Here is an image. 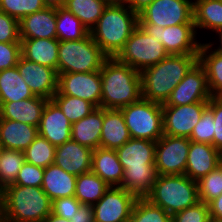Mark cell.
I'll return each mask as SVG.
<instances>
[{"label":"cell","mask_w":222,"mask_h":222,"mask_svg":"<svg viewBox=\"0 0 222 222\" xmlns=\"http://www.w3.org/2000/svg\"><path fill=\"white\" fill-rule=\"evenodd\" d=\"M208 107L213 112L214 117V138L213 146L222 153V97H211Z\"/></svg>","instance_id":"bcb514c9"},{"label":"cell","mask_w":222,"mask_h":222,"mask_svg":"<svg viewBox=\"0 0 222 222\" xmlns=\"http://www.w3.org/2000/svg\"><path fill=\"white\" fill-rule=\"evenodd\" d=\"M20 39H57L56 7H45L19 21Z\"/></svg>","instance_id":"44dd1931"},{"label":"cell","mask_w":222,"mask_h":222,"mask_svg":"<svg viewBox=\"0 0 222 222\" xmlns=\"http://www.w3.org/2000/svg\"><path fill=\"white\" fill-rule=\"evenodd\" d=\"M221 164V153L212 145L201 142H190L185 175L198 181Z\"/></svg>","instance_id":"ffe728a7"},{"label":"cell","mask_w":222,"mask_h":222,"mask_svg":"<svg viewBox=\"0 0 222 222\" xmlns=\"http://www.w3.org/2000/svg\"><path fill=\"white\" fill-rule=\"evenodd\" d=\"M164 45L147 34L139 25L115 57L118 61L141 72L168 56Z\"/></svg>","instance_id":"9c48e42d"},{"label":"cell","mask_w":222,"mask_h":222,"mask_svg":"<svg viewBox=\"0 0 222 222\" xmlns=\"http://www.w3.org/2000/svg\"><path fill=\"white\" fill-rule=\"evenodd\" d=\"M92 151L71 139L56 147L54 164L77 177L91 171Z\"/></svg>","instance_id":"d6986e66"},{"label":"cell","mask_w":222,"mask_h":222,"mask_svg":"<svg viewBox=\"0 0 222 222\" xmlns=\"http://www.w3.org/2000/svg\"><path fill=\"white\" fill-rule=\"evenodd\" d=\"M107 58L90 33L81 40L59 41L57 74L100 71Z\"/></svg>","instance_id":"52a82bcc"},{"label":"cell","mask_w":222,"mask_h":222,"mask_svg":"<svg viewBox=\"0 0 222 222\" xmlns=\"http://www.w3.org/2000/svg\"><path fill=\"white\" fill-rule=\"evenodd\" d=\"M171 216L146 198H138L128 222H170Z\"/></svg>","instance_id":"74e56055"},{"label":"cell","mask_w":222,"mask_h":222,"mask_svg":"<svg viewBox=\"0 0 222 222\" xmlns=\"http://www.w3.org/2000/svg\"><path fill=\"white\" fill-rule=\"evenodd\" d=\"M101 107L102 84L100 71L58 74V90Z\"/></svg>","instance_id":"9a60e30c"},{"label":"cell","mask_w":222,"mask_h":222,"mask_svg":"<svg viewBox=\"0 0 222 222\" xmlns=\"http://www.w3.org/2000/svg\"><path fill=\"white\" fill-rule=\"evenodd\" d=\"M131 139L121 109H104L100 147L114 149Z\"/></svg>","instance_id":"484cf974"},{"label":"cell","mask_w":222,"mask_h":222,"mask_svg":"<svg viewBox=\"0 0 222 222\" xmlns=\"http://www.w3.org/2000/svg\"><path fill=\"white\" fill-rule=\"evenodd\" d=\"M91 171L109 186L120 187L124 170L116 150L99 147L92 151Z\"/></svg>","instance_id":"603a6c76"},{"label":"cell","mask_w":222,"mask_h":222,"mask_svg":"<svg viewBox=\"0 0 222 222\" xmlns=\"http://www.w3.org/2000/svg\"><path fill=\"white\" fill-rule=\"evenodd\" d=\"M80 205L81 203L75 196L58 198L52 201L51 213L70 221Z\"/></svg>","instance_id":"f6af8a7d"},{"label":"cell","mask_w":222,"mask_h":222,"mask_svg":"<svg viewBox=\"0 0 222 222\" xmlns=\"http://www.w3.org/2000/svg\"><path fill=\"white\" fill-rule=\"evenodd\" d=\"M172 222H211L209 205L204 202H197L194 206L188 207L171 216Z\"/></svg>","instance_id":"b9f144b4"},{"label":"cell","mask_w":222,"mask_h":222,"mask_svg":"<svg viewBox=\"0 0 222 222\" xmlns=\"http://www.w3.org/2000/svg\"><path fill=\"white\" fill-rule=\"evenodd\" d=\"M33 96L16 66L0 71V103L18 102Z\"/></svg>","instance_id":"4dcf8cb0"},{"label":"cell","mask_w":222,"mask_h":222,"mask_svg":"<svg viewBox=\"0 0 222 222\" xmlns=\"http://www.w3.org/2000/svg\"><path fill=\"white\" fill-rule=\"evenodd\" d=\"M43 174V167L25 161L12 185L41 187L43 183Z\"/></svg>","instance_id":"7bdbcfd3"},{"label":"cell","mask_w":222,"mask_h":222,"mask_svg":"<svg viewBox=\"0 0 222 222\" xmlns=\"http://www.w3.org/2000/svg\"><path fill=\"white\" fill-rule=\"evenodd\" d=\"M198 62V55H168L140 72L142 98L165 104L174 88Z\"/></svg>","instance_id":"7a4b0ae2"},{"label":"cell","mask_w":222,"mask_h":222,"mask_svg":"<svg viewBox=\"0 0 222 222\" xmlns=\"http://www.w3.org/2000/svg\"><path fill=\"white\" fill-rule=\"evenodd\" d=\"M43 222H69L65 220L64 218H61L59 216H56L52 213H50Z\"/></svg>","instance_id":"db71d44e"},{"label":"cell","mask_w":222,"mask_h":222,"mask_svg":"<svg viewBox=\"0 0 222 222\" xmlns=\"http://www.w3.org/2000/svg\"><path fill=\"white\" fill-rule=\"evenodd\" d=\"M214 36H211L212 38L206 39V43L215 51L218 52L219 54H222V28L217 30L214 34ZM210 40V41H209Z\"/></svg>","instance_id":"f907efd6"},{"label":"cell","mask_w":222,"mask_h":222,"mask_svg":"<svg viewBox=\"0 0 222 222\" xmlns=\"http://www.w3.org/2000/svg\"><path fill=\"white\" fill-rule=\"evenodd\" d=\"M208 205L211 219H222V194L212 200Z\"/></svg>","instance_id":"681fc988"},{"label":"cell","mask_w":222,"mask_h":222,"mask_svg":"<svg viewBox=\"0 0 222 222\" xmlns=\"http://www.w3.org/2000/svg\"><path fill=\"white\" fill-rule=\"evenodd\" d=\"M52 201L41 187L9 185L3 189L4 222H43Z\"/></svg>","instance_id":"5b68a950"},{"label":"cell","mask_w":222,"mask_h":222,"mask_svg":"<svg viewBox=\"0 0 222 222\" xmlns=\"http://www.w3.org/2000/svg\"><path fill=\"white\" fill-rule=\"evenodd\" d=\"M207 107L208 102L182 106H162L163 133L173 137L190 138L193 128Z\"/></svg>","instance_id":"2e32d148"},{"label":"cell","mask_w":222,"mask_h":222,"mask_svg":"<svg viewBox=\"0 0 222 222\" xmlns=\"http://www.w3.org/2000/svg\"><path fill=\"white\" fill-rule=\"evenodd\" d=\"M24 162L23 151L4 149L0 159V186L3 189L14 184Z\"/></svg>","instance_id":"8d00e7d4"},{"label":"cell","mask_w":222,"mask_h":222,"mask_svg":"<svg viewBox=\"0 0 222 222\" xmlns=\"http://www.w3.org/2000/svg\"><path fill=\"white\" fill-rule=\"evenodd\" d=\"M109 187L98 175L90 171L77 176L74 196L81 204L93 206Z\"/></svg>","instance_id":"1f68e13d"},{"label":"cell","mask_w":222,"mask_h":222,"mask_svg":"<svg viewBox=\"0 0 222 222\" xmlns=\"http://www.w3.org/2000/svg\"><path fill=\"white\" fill-rule=\"evenodd\" d=\"M121 111L131 138L156 142L164 135L162 104L141 97Z\"/></svg>","instance_id":"ba28073f"},{"label":"cell","mask_w":222,"mask_h":222,"mask_svg":"<svg viewBox=\"0 0 222 222\" xmlns=\"http://www.w3.org/2000/svg\"><path fill=\"white\" fill-rule=\"evenodd\" d=\"M156 142L131 138L116 149L124 170L121 188L137 198H145L158 177L155 167Z\"/></svg>","instance_id":"6da1fadb"},{"label":"cell","mask_w":222,"mask_h":222,"mask_svg":"<svg viewBox=\"0 0 222 222\" xmlns=\"http://www.w3.org/2000/svg\"><path fill=\"white\" fill-rule=\"evenodd\" d=\"M71 122L58 105L48 100L38 126V135L44 137L55 147L71 140Z\"/></svg>","instance_id":"ac0fdd59"},{"label":"cell","mask_w":222,"mask_h":222,"mask_svg":"<svg viewBox=\"0 0 222 222\" xmlns=\"http://www.w3.org/2000/svg\"><path fill=\"white\" fill-rule=\"evenodd\" d=\"M138 24L163 28L194 24L193 0H154L138 14Z\"/></svg>","instance_id":"8fae6325"},{"label":"cell","mask_w":222,"mask_h":222,"mask_svg":"<svg viewBox=\"0 0 222 222\" xmlns=\"http://www.w3.org/2000/svg\"><path fill=\"white\" fill-rule=\"evenodd\" d=\"M101 108L121 109L142 97L140 72L116 58H107L100 70Z\"/></svg>","instance_id":"3957f363"},{"label":"cell","mask_w":222,"mask_h":222,"mask_svg":"<svg viewBox=\"0 0 222 222\" xmlns=\"http://www.w3.org/2000/svg\"><path fill=\"white\" fill-rule=\"evenodd\" d=\"M145 198L172 216L199 202L197 181L185 174L158 175Z\"/></svg>","instance_id":"8992f818"},{"label":"cell","mask_w":222,"mask_h":222,"mask_svg":"<svg viewBox=\"0 0 222 222\" xmlns=\"http://www.w3.org/2000/svg\"><path fill=\"white\" fill-rule=\"evenodd\" d=\"M19 20L0 11V43L20 42Z\"/></svg>","instance_id":"ee69618b"},{"label":"cell","mask_w":222,"mask_h":222,"mask_svg":"<svg viewBox=\"0 0 222 222\" xmlns=\"http://www.w3.org/2000/svg\"><path fill=\"white\" fill-rule=\"evenodd\" d=\"M76 179L75 175L67 173L53 163L44 168L41 188L51 201L63 197H72L75 194Z\"/></svg>","instance_id":"f1b7e54d"},{"label":"cell","mask_w":222,"mask_h":222,"mask_svg":"<svg viewBox=\"0 0 222 222\" xmlns=\"http://www.w3.org/2000/svg\"><path fill=\"white\" fill-rule=\"evenodd\" d=\"M3 205V188L0 186V210L2 209Z\"/></svg>","instance_id":"9f6ffc18"},{"label":"cell","mask_w":222,"mask_h":222,"mask_svg":"<svg viewBox=\"0 0 222 222\" xmlns=\"http://www.w3.org/2000/svg\"><path fill=\"white\" fill-rule=\"evenodd\" d=\"M47 7H63L65 0H43Z\"/></svg>","instance_id":"f5cc1de1"},{"label":"cell","mask_w":222,"mask_h":222,"mask_svg":"<svg viewBox=\"0 0 222 222\" xmlns=\"http://www.w3.org/2000/svg\"><path fill=\"white\" fill-rule=\"evenodd\" d=\"M191 140L164 134L156 141L155 167L158 175L185 174Z\"/></svg>","instance_id":"7c38bea8"},{"label":"cell","mask_w":222,"mask_h":222,"mask_svg":"<svg viewBox=\"0 0 222 222\" xmlns=\"http://www.w3.org/2000/svg\"><path fill=\"white\" fill-rule=\"evenodd\" d=\"M16 67L33 95L52 99L58 90V74L55 69L29 61L22 56Z\"/></svg>","instance_id":"e0dca14e"},{"label":"cell","mask_w":222,"mask_h":222,"mask_svg":"<svg viewBox=\"0 0 222 222\" xmlns=\"http://www.w3.org/2000/svg\"><path fill=\"white\" fill-rule=\"evenodd\" d=\"M69 222H94V212L91 205L81 204Z\"/></svg>","instance_id":"c3c4849f"},{"label":"cell","mask_w":222,"mask_h":222,"mask_svg":"<svg viewBox=\"0 0 222 222\" xmlns=\"http://www.w3.org/2000/svg\"><path fill=\"white\" fill-rule=\"evenodd\" d=\"M193 22L201 41L203 33L210 38L222 28V0H193Z\"/></svg>","instance_id":"cb8c5ba5"},{"label":"cell","mask_w":222,"mask_h":222,"mask_svg":"<svg viewBox=\"0 0 222 222\" xmlns=\"http://www.w3.org/2000/svg\"><path fill=\"white\" fill-rule=\"evenodd\" d=\"M211 222H222V219H211Z\"/></svg>","instance_id":"91938a15"},{"label":"cell","mask_w":222,"mask_h":222,"mask_svg":"<svg viewBox=\"0 0 222 222\" xmlns=\"http://www.w3.org/2000/svg\"><path fill=\"white\" fill-rule=\"evenodd\" d=\"M137 199L121 187L110 186L92 206L94 222H128Z\"/></svg>","instance_id":"4fadbf2b"},{"label":"cell","mask_w":222,"mask_h":222,"mask_svg":"<svg viewBox=\"0 0 222 222\" xmlns=\"http://www.w3.org/2000/svg\"><path fill=\"white\" fill-rule=\"evenodd\" d=\"M107 4H125L128 0H104Z\"/></svg>","instance_id":"11a10c76"},{"label":"cell","mask_w":222,"mask_h":222,"mask_svg":"<svg viewBox=\"0 0 222 222\" xmlns=\"http://www.w3.org/2000/svg\"><path fill=\"white\" fill-rule=\"evenodd\" d=\"M21 56V43H0V71L15 67Z\"/></svg>","instance_id":"7dc6e473"},{"label":"cell","mask_w":222,"mask_h":222,"mask_svg":"<svg viewBox=\"0 0 222 222\" xmlns=\"http://www.w3.org/2000/svg\"><path fill=\"white\" fill-rule=\"evenodd\" d=\"M46 7L43 0H0V11L21 20L23 17Z\"/></svg>","instance_id":"ab89813d"},{"label":"cell","mask_w":222,"mask_h":222,"mask_svg":"<svg viewBox=\"0 0 222 222\" xmlns=\"http://www.w3.org/2000/svg\"><path fill=\"white\" fill-rule=\"evenodd\" d=\"M56 25L58 41L81 40L90 33L82 22L64 7H56Z\"/></svg>","instance_id":"836d02e7"},{"label":"cell","mask_w":222,"mask_h":222,"mask_svg":"<svg viewBox=\"0 0 222 222\" xmlns=\"http://www.w3.org/2000/svg\"><path fill=\"white\" fill-rule=\"evenodd\" d=\"M21 56L57 71L59 41L57 39H21Z\"/></svg>","instance_id":"4316f807"},{"label":"cell","mask_w":222,"mask_h":222,"mask_svg":"<svg viewBox=\"0 0 222 222\" xmlns=\"http://www.w3.org/2000/svg\"><path fill=\"white\" fill-rule=\"evenodd\" d=\"M102 123L103 108L97 107L90 114L72 124L71 139L92 150L99 148Z\"/></svg>","instance_id":"83f0119b"},{"label":"cell","mask_w":222,"mask_h":222,"mask_svg":"<svg viewBox=\"0 0 222 222\" xmlns=\"http://www.w3.org/2000/svg\"><path fill=\"white\" fill-rule=\"evenodd\" d=\"M107 5L104 0H65L63 7L78 18L90 32Z\"/></svg>","instance_id":"d6a6232c"},{"label":"cell","mask_w":222,"mask_h":222,"mask_svg":"<svg viewBox=\"0 0 222 222\" xmlns=\"http://www.w3.org/2000/svg\"><path fill=\"white\" fill-rule=\"evenodd\" d=\"M3 151H4V148H3L2 145L0 144V159H1V156H2Z\"/></svg>","instance_id":"6f0895ef"},{"label":"cell","mask_w":222,"mask_h":222,"mask_svg":"<svg viewBox=\"0 0 222 222\" xmlns=\"http://www.w3.org/2000/svg\"><path fill=\"white\" fill-rule=\"evenodd\" d=\"M0 222H4V218H3V214L1 212V210H0Z\"/></svg>","instance_id":"680465c9"},{"label":"cell","mask_w":222,"mask_h":222,"mask_svg":"<svg viewBox=\"0 0 222 222\" xmlns=\"http://www.w3.org/2000/svg\"><path fill=\"white\" fill-rule=\"evenodd\" d=\"M138 25V14L125 4H108L90 35L108 58H115Z\"/></svg>","instance_id":"277c9868"},{"label":"cell","mask_w":222,"mask_h":222,"mask_svg":"<svg viewBox=\"0 0 222 222\" xmlns=\"http://www.w3.org/2000/svg\"><path fill=\"white\" fill-rule=\"evenodd\" d=\"M214 117L212 110L207 107L195 125L190 135V140L194 142L208 143L213 145L214 138Z\"/></svg>","instance_id":"60d3db41"},{"label":"cell","mask_w":222,"mask_h":222,"mask_svg":"<svg viewBox=\"0 0 222 222\" xmlns=\"http://www.w3.org/2000/svg\"><path fill=\"white\" fill-rule=\"evenodd\" d=\"M154 0H128L126 5L134 12L139 14L144 8H146Z\"/></svg>","instance_id":"816d5d0a"},{"label":"cell","mask_w":222,"mask_h":222,"mask_svg":"<svg viewBox=\"0 0 222 222\" xmlns=\"http://www.w3.org/2000/svg\"><path fill=\"white\" fill-rule=\"evenodd\" d=\"M52 100L58 105L71 124L78 122L96 107L84 100L70 95H62L58 91L53 95Z\"/></svg>","instance_id":"e575fe53"},{"label":"cell","mask_w":222,"mask_h":222,"mask_svg":"<svg viewBox=\"0 0 222 222\" xmlns=\"http://www.w3.org/2000/svg\"><path fill=\"white\" fill-rule=\"evenodd\" d=\"M147 34L161 42L169 55H198L203 41L198 37L195 24L160 27L138 24Z\"/></svg>","instance_id":"30bf717a"},{"label":"cell","mask_w":222,"mask_h":222,"mask_svg":"<svg viewBox=\"0 0 222 222\" xmlns=\"http://www.w3.org/2000/svg\"><path fill=\"white\" fill-rule=\"evenodd\" d=\"M38 136V127L0 119V144L4 149L24 151Z\"/></svg>","instance_id":"d4e9b609"},{"label":"cell","mask_w":222,"mask_h":222,"mask_svg":"<svg viewBox=\"0 0 222 222\" xmlns=\"http://www.w3.org/2000/svg\"><path fill=\"white\" fill-rule=\"evenodd\" d=\"M48 99L33 96L18 102L0 103V119L14 120L38 127Z\"/></svg>","instance_id":"7402d4cb"},{"label":"cell","mask_w":222,"mask_h":222,"mask_svg":"<svg viewBox=\"0 0 222 222\" xmlns=\"http://www.w3.org/2000/svg\"><path fill=\"white\" fill-rule=\"evenodd\" d=\"M199 201L209 204L222 194V164L197 181Z\"/></svg>","instance_id":"f35d334b"},{"label":"cell","mask_w":222,"mask_h":222,"mask_svg":"<svg viewBox=\"0 0 222 222\" xmlns=\"http://www.w3.org/2000/svg\"><path fill=\"white\" fill-rule=\"evenodd\" d=\"M56 147L44 137L38 135L23 151L25 161L39 167L46 168L54 163Z\"/></svg>","instance_id":"d590c367"},{"label":"cell","mask_w":222,"mask_h":222,"mask_svg":"<svg viewBox=\"0 0 222 222\" xmlns=\"http://www.w3.org/2000/svg\"><path fill=\"white\" fill-rule=\"evenodd\" d=\"M200 46L198 62L204 67L213 97H222V54L215 52L204 40Z\"/></svg>","instance_id":"f546056e"},{"label":"cell","mask_w":222,"mask_h":222,"mask_svg":"<svg viewBox=\"0 0 222 222\" xmlns=\"http://www.w3.org/2000/svg\"><path fill=\"white\" fill-rule=\"evenodd\" d=\"M212 97L204 67L197 62L174 88L162 106H182L198 102H209Z\"/></svg>","instance_id":"5bb4252c"}]
</instances>
